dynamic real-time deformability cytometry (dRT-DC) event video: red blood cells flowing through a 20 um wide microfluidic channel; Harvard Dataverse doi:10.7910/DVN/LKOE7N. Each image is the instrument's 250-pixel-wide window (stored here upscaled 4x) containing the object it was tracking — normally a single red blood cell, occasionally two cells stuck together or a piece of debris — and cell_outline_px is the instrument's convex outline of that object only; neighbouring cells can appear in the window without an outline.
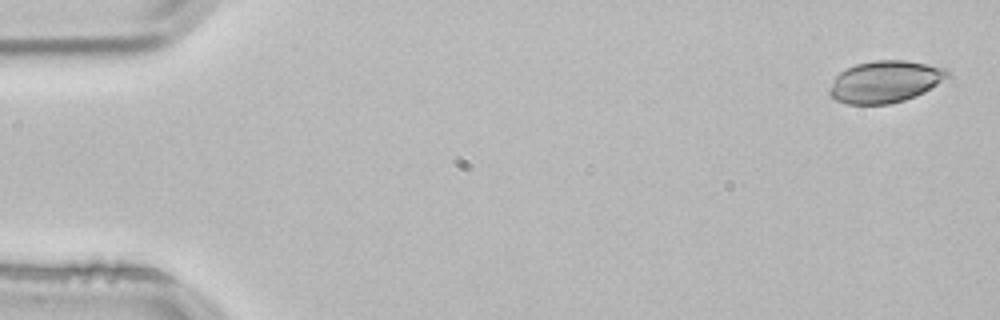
{"species": "common noctule bat (a hibernating species)", "species_latin": "Nyctalus noctula", "temperature_condition": "room temperature", "stored_images_in_passage": 3, "camera_frame_rate_fps": 3000, "um_per_image_px": 0.085, "animal": {"sex": "male", "body_mass_g": 21.5, "forearm_length_mm": 52.0}, "frame": {"image": 1, "passage_image": 1, "time_ms": 0.0, "image_size_px": [1000, 320], "cell_outline_px": [[948, 76], [924, 92], [904, 100], [888, 104], [848, 104], [836, 100], [828, 92], [828, 88], [836, 76], [840, 72], [856, 64], [876, 60], [904, 60], [948, 68]], "centroid_in_image_um": [75.21, 6.94], "position_along_channel_um": 9.8, "area_um2": 28.5}}
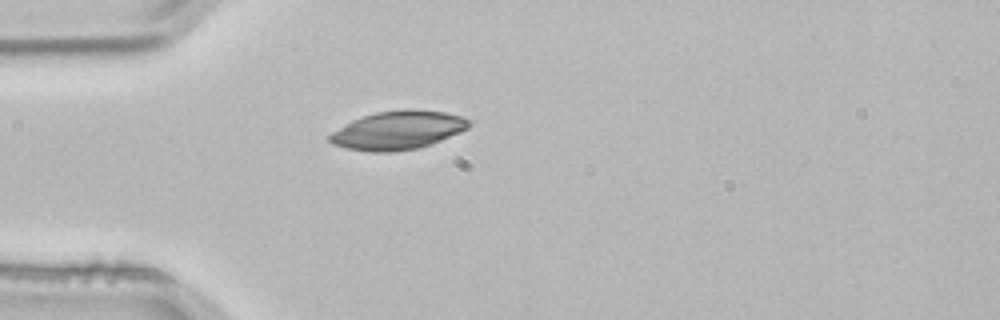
{"frame": {"image": 2, "passage_image": 3, "time_ms": 0.667, "image_size_px": [1000, 320], "cell_outline_px": [[472, 124], [468, 128], [460, 132], [432, 144], [420, 148], [392, 152], [372, 152], [344, 148], [332, 144], [328, 140], [328, 136], [332, 132], [352, 120], [376, 112], [404, 108], [416, 108], [444, 112], [464, 116], [472, 120]], "centroid_in_image_um": [33.86, 11.06], "position_along_channel_um": 51.1, "area_um2": 31.79}}